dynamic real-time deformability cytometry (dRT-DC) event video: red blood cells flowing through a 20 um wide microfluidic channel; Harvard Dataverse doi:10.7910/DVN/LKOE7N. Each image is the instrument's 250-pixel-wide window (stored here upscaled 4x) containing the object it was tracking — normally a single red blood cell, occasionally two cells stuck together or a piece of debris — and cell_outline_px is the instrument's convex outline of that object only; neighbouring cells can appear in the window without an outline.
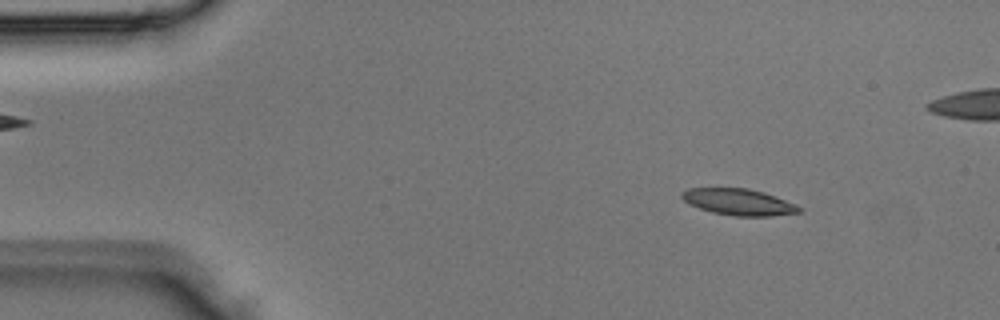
{"species": "Egyptian fruit bat (a non-hibernating species)", "species_latin": "Rousettus aegyptiacus", "temperature_condition": "room temperature", "stored_images_in_passage": 4, "camera_frame_rate_fps": 3000, "um_per_image_px": 0.085, "animal": {"sex": "male"}, "frame": {"image": 1, "passage_image": 1, "time_ms": 0.0, "image_size_px": [1000, 320], "cell_outline_px": [[804, 208], [800, 212], [772, 216], [732, 216], [712, 212], [688, 204], [680, 196], [688, 188], [748, 188], [764, 192], [776, 196], [796, 204]], "centroid_in_image_um": [62.83, 17.17], "position_along_channel_um": 22.2, "area_um2": 18.15}}
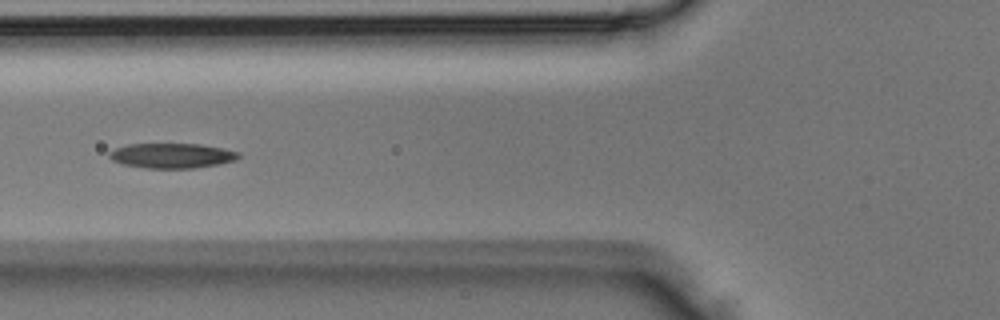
{"frame": {"image": 2, "passage_image": 4, "time_ms": 1.0, "image_size_px": [1000, 320], "cell_outline_px": [[240, 156], [236, 160], [216, 164], [192, 168], [148, 168], [124, 164], [112, 160], [108, 156], [108, 152], [116, 148], [128, 144], [200, 144], [224, 148], [240, 152]], "centroid_in_image_um": [14.62, 13.22], "position_along_channel_um": 111.2, "area_um2": 18.67}}